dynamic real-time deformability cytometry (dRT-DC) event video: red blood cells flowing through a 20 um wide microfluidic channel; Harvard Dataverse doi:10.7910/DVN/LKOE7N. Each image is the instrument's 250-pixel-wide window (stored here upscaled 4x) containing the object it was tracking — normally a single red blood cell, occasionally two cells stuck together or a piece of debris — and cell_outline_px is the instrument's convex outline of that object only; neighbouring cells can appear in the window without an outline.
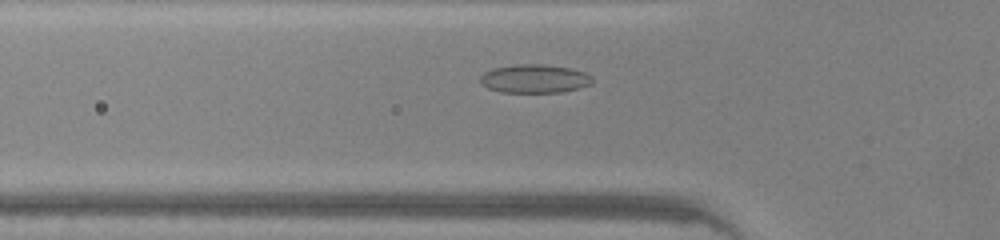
{"species": "common noctule bat (a hibernating species)", "species_latin": "Nyctalus noctula", "temperature_condition": "warm", "stored_images_in_passage": 30, "camera_frame_rate_fps": 3000, "um_per_image_px": 0.085, "animal": {"sex": "male", "body_mass_g": 20.0, "forearm_length_mm": 53.3}, "frame": {"image": 1, "passage_image": 6, "time_ms": 1.667, "image_size_px": [1000, 240], "cell_outline_px": [[592, 84], [580, 88], [564, 92], [500, 92], [488, 88], [480, 80], [480, 76], [484, 72], [492, 68], [516, 64], [540, 64], [572, 68], [584, 72], [592, 76]], "centroid_in_image_um": [45.46, 6.69], "position_along_channel_um": 80.3, "area_um2": 18.73}}
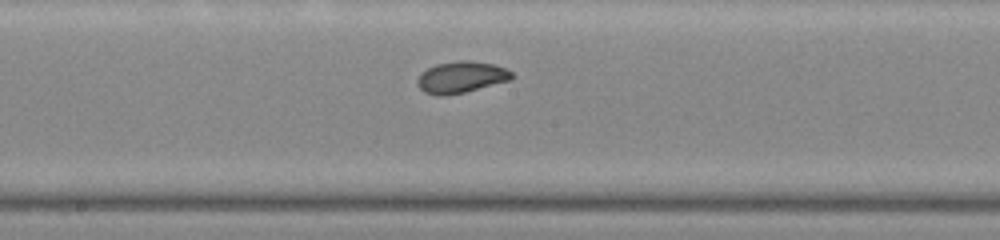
{"frame": {"image": 2, "passage_image": 15, "time_ms": 4.667, "image_size_px": [1000, 240], "cell_outline_px": [[512, 80], [464, 92], [444, 96], [436, 96], [424, 92], [420, 88], [416, 80], [420, 72], [436, 64], [460, 60], [468, 60], [496, 64], [508, 68], [512, 72]], "centroid_in_image_um": [39.21, 6.55], "position_along_channel_um": 209.0, "area_um2": 17.57}}
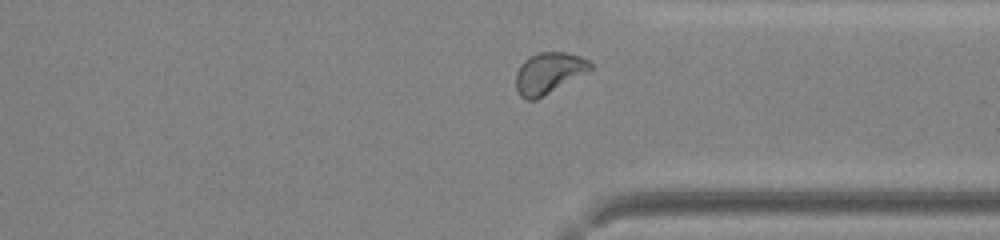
{"frame": {"image": 3, "passage_image": 26, "time_ms": 8.333, "image_size_px": [1000, 240], "cell_outline_px": [[592, 68], [588, 72], [536, 100], [524, 100], [520, 96], [516, 88], [516, 72], [520, 64], [524, 60], [540, 52], [564, 52], [580, 56], [588, 60], [592, 64]], "centroid_in_image_um": [46.63, 6.22], "position_along_channel_um": 364.8, "area_um2": 17.86}, "authors_computed_cell_mechanics": {"area_um2": 17.2533, "velocity_mm_per_s": 4.2725, "shape_relaxation_time_tau1_ms": 4.8146, "shape_relaxation_time_tau2_ms": 1.5189, "deformation_change_tau1": 0.13, "deformation_change_tau2": 0.0496}}